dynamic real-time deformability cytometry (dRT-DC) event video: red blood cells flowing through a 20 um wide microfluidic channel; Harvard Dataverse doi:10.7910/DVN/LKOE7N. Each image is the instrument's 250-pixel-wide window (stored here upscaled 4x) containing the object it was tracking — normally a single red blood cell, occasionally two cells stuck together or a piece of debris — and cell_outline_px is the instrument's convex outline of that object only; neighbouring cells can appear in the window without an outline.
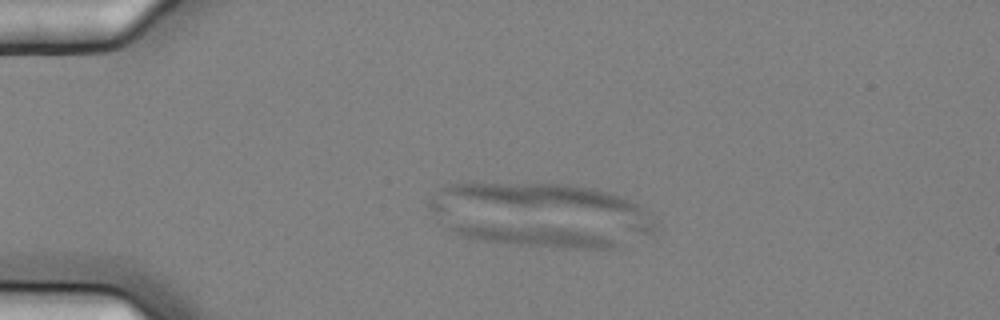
{"species": "common noctule bat (a hibernating species)", "species_latin": "Nyctalus noctula", "temperature_condition": "cold", "stored_images_in_passage": 6, "camera_frame_rate_fps": 3000, "um_per_image_px": 0.085, "animal": {"sex": "female", "body_mass_g": 25.1}, "frame": {"image": 1, "passage_image": 4, "time_ms": 1.0, "image_size_px": [1000, 320], "cell_outline_px": [[620, 244], [616, 248], [564, 248], [508, 244], [484, 240], [464, 236], [452, 232], [448, 228], [456, 224], [480, 224], [564, 228], [600, 236], [616, 240]], "centroid_in_image_um": [45.4, 20.08], "position_along_channel_um": 39.6, "area_um2": 19.19}}